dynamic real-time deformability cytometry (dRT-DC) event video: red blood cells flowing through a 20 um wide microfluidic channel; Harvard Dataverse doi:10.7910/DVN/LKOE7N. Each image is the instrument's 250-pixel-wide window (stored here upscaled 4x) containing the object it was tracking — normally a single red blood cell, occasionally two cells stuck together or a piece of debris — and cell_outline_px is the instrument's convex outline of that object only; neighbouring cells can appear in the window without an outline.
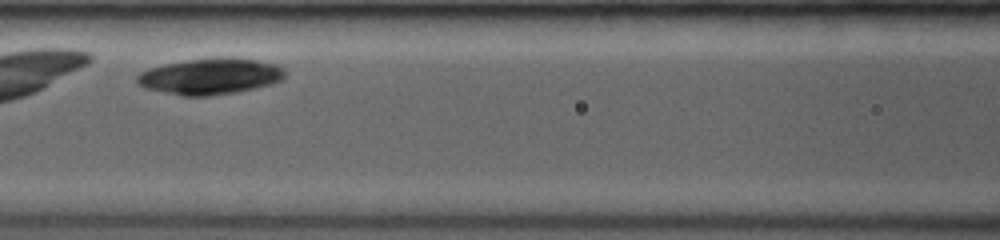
{"species": "common noctule bat (a hibernating species)", "species_latin": "Nyctalus noctula", "temperature_condition": "room temperature", "stored_images_in_passage": 7, "camera_frame_rate_fps": 3500, "um_per_image_px": 0.085, "animal": {"sex": "female", "body_mass_g": 19.0, "forearm_length_mm": 53.3}, "frame": {"image": 1, "passage_image": 5, "time_ms": 2.286, "image_size_px": [1000, 240], "cell_outline_px": [[284, 80], [272, 84], [236, 92], [208, 96], [184, 96], [144, 88], [136, 84], [136, 76], [140, 72], [164, 64], [188, 60], [224, 56], [232, 56], [256, 60], [276, 64], [284, 68]], "centroid_in_image_um": [17.89, 6.48], "position_along_channel_um": 148.7, "area_um2": 31.39}}
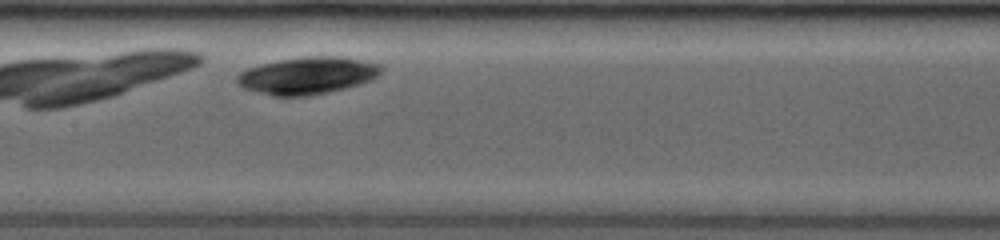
{"frame": {"image": 2, "passage_image": 7, "time_ms": 3.143, "image_size_px": [1000, 240], "cell_outline_px": [[384, 68], [372, 80], [360, 84], [328, 92], [308, 96], [272, 96], [244, 88], [236, 84], [236, 76], [240, 72], [248, 68], [260, 64], [280, 60], [304, 56], [340, 56], [380, 64]], "centroid_in_image_um": [26.11, 6.42], "position_along_channel_um": 181.3, "area_um2": 31.27}}